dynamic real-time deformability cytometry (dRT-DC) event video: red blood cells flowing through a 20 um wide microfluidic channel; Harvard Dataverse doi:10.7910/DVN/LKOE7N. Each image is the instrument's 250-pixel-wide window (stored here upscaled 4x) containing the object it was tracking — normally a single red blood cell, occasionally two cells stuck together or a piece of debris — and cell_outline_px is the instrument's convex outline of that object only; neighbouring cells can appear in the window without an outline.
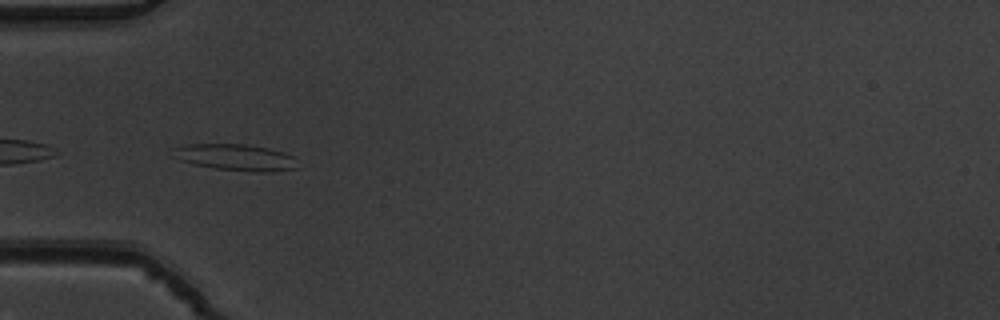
{"species": "common noctule bat (a hibernating species)", "species_latin": "Nyctalus noctula", "temperature_condition": "warm", "stored_images_in_passage": 50, "camera_frame_rate_fps": 3000, "um_per_image_px": 0.085, "animal": {"sex": "male", "body_mass_g": 19.5, "forearm_length_mm": 54.6}, "frame": {"image": 1, "passage_image": 18, "time_ms": 5.667, "image_size_px": [1000, 320], "cell_outline_px": [[300, 168], [272, 172], [256, 172], [216, 168], [196, 164], [180, 160], [172, 148], [188, 144], [244, 144], [268, 148], [284, 152], [292, 156]], "centroid_in_image_um": [20.11, 13.38], "position_along_channel_um": 64.9, "area_um2": 18.96}}
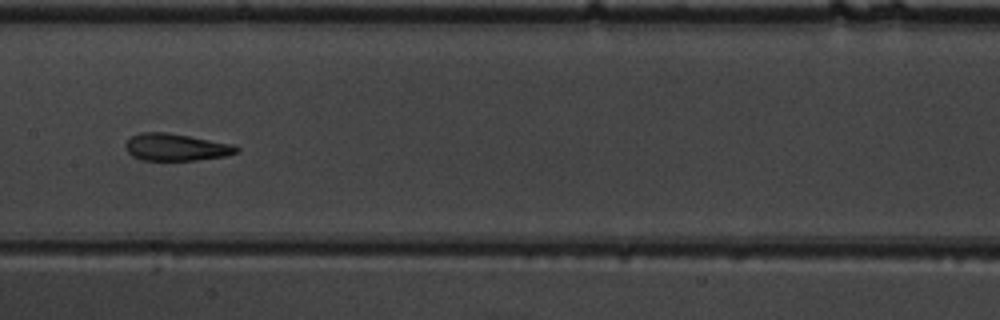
{"frame": {"image": 2, "passage_image": 28, "time_ms": 9.0, "image_size_px": [1000, 320], "cell_outline_px": [[240, 152], [224, 156], [196, 160], [140, 160], [132, 156], [124, 148], [124, 144], [132, 136], [140, 132], [168, 132], [232, 144], [240, 148]], "centroid_in_image_um": [14.94, 12.51], "position_along_channel_um": 192.5, "area_um2": 17.63}}
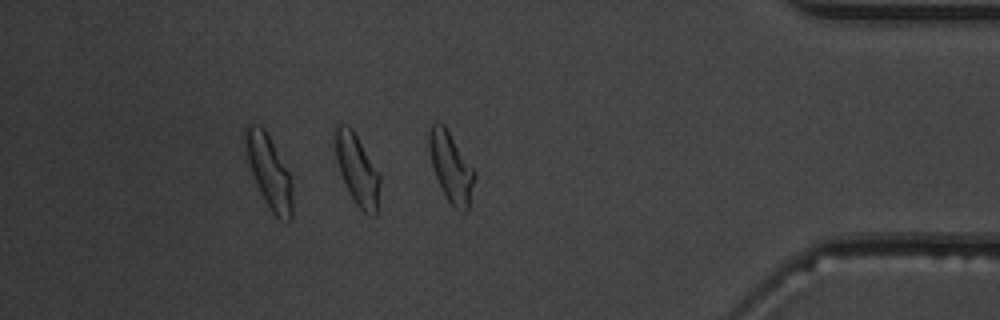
{"frame": {"image": 3, "passage_image": 46, "time_ms": 15.0, "image_size_px": [1000, 320], "cell_outline_px": [[380, 184], [376, 216], [368, 216], [356, 204], [340, 172], [336, 160], [336, 124], [348, 124], [352, 128], [380, 176]], "centroid_in_image_um": [30.37, 14.44], "position_along_channel_um": 404.8, "area_um2": 17.86}, "authors_computed_cell_mechanics": {"area_um2": 18.2648, "velocity_mm_per_s": 3.8681, "shape_relaxation_time_tau1_ms": 6.6774, "shape_relaxation_time_tau2_ms": 1.9458, "deformation_change_tau1": 0.1998, "deformation_change_tau2": 0.0986}}